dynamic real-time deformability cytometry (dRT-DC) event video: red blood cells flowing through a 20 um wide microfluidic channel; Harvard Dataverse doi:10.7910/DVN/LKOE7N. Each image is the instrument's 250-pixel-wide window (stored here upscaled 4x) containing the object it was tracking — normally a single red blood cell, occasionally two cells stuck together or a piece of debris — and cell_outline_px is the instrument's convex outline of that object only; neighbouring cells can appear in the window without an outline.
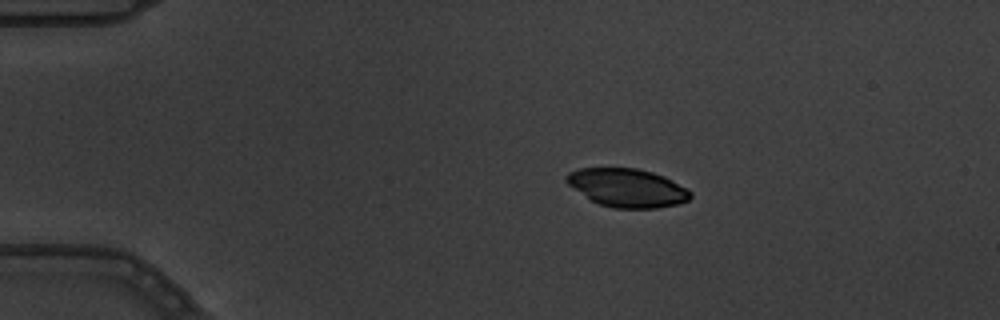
{"species": "common noctule bat (a hibernating species)", "species_latin": "Nyctalus noctula", "temperature_condition": "warm", "stored_images_in_passage": 7, "camera_frame_rate_fps": 3000, "um_per_image_px": 0.085, "animal": {"sex": "male", "body_mass_g": 19.5, "forearm_length_mm": 54.6}, "frame": {"image": 1, "passage_image": 3, "time_ms": 0.667, "image_size_px": [1000, 320], "cell_outline_px": [[692, 196], [688, 200], [680, 204], [656, 208], [612, 208], [600, 204], [592, 200], [568, 184], [564, 180], [564, 176], [568, 172], [580, 168], [636, 168], [652, 172], [664, 176], [688, 188], [692, 192]], "centroid_in_image_um": [53.34, 15.96], "position_along_channel_um": 31.7, "area_um2": 27.8}}